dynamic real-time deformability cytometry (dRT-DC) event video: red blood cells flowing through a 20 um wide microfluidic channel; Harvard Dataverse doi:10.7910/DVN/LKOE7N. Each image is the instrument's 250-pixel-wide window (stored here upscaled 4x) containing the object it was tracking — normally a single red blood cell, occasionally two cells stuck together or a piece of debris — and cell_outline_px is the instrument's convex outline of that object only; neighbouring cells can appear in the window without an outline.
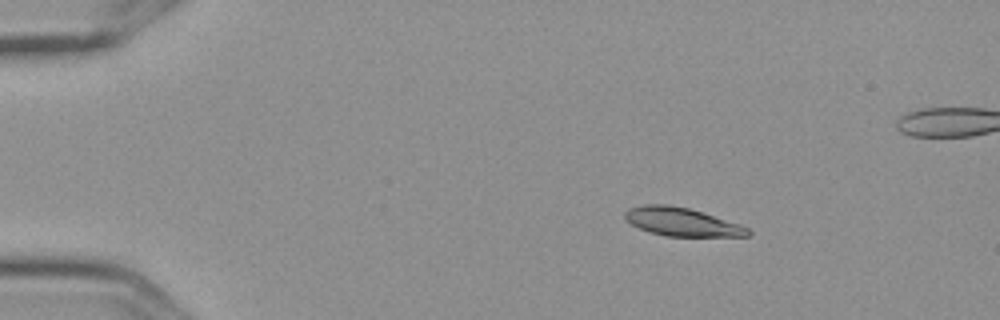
{"species": "Egyptian fruit bat (a non-hibernating species)", "species_latin": "Rousettus aegyptiacus", "temperature_condition": "cold", "stored_images_in_passage": 5, "camera_frame_rate_fps": 3000, "um_per_image_px": 0.085, "frame": {"image": 1, "passage_image": 3, "time_ms": 0.667, "image_size_px": [1000, 320], "cell_outline_px": [[752, 232], [748, 236], [664, 236], [648, 232], [632, 224], [624, 216], [624, 212], [628, 208], [644, 204], [668, 204], [688, 208], [740, 224], [748, 228]], "centroid_in_image_um": [57.93, 18.86], "position_along_channel_um": 27.1, "area_um2": 20.23}}